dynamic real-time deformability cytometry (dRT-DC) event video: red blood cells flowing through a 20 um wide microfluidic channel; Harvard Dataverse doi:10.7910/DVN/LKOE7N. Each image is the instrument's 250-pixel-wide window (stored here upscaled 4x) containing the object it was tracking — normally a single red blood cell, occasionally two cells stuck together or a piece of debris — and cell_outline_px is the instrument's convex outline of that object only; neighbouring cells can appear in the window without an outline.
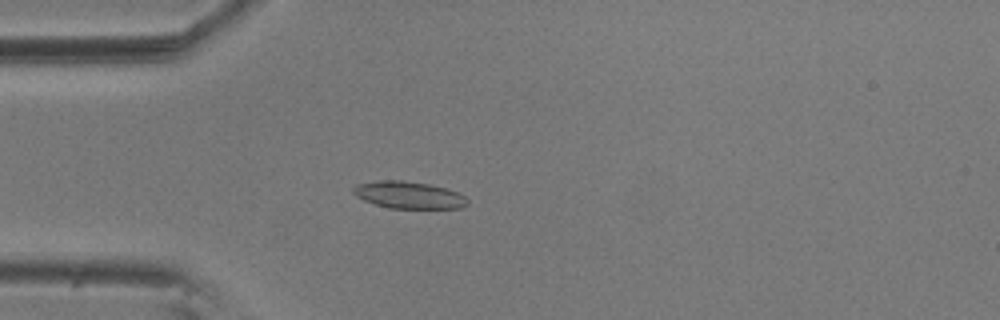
{"species": "common noctule bat (a hibernating species)", "species_latin": "Nyctalus noctula", "temperature_condition": "room temperature", "stored_images_in_passage": 57, "camera_frame_rate_fps": 3000, "um_per_image_px": 0.085, "animal": {"sex": "male", "body_mass_g": 20.5, "forearm_length_mm": 52.5}, "frame": {"image": 1, "passage_image": 16, "time_ms": 5.0, "image_size_px": [1000, 320], "cell_outline_px": [[468, 204], [464, 208], [388, 208], [364, 200], [356, 196], [352, 192], [352, 188], [356, 184], [380, 180], [400, 180], [428, 184], [444, 188], [456, 192], [464, 196], [468, 200]], "centroid_in_image_um": [34.72, 16.58], "position_along_channel_um": 50.3, "area_um2": 17.92}}
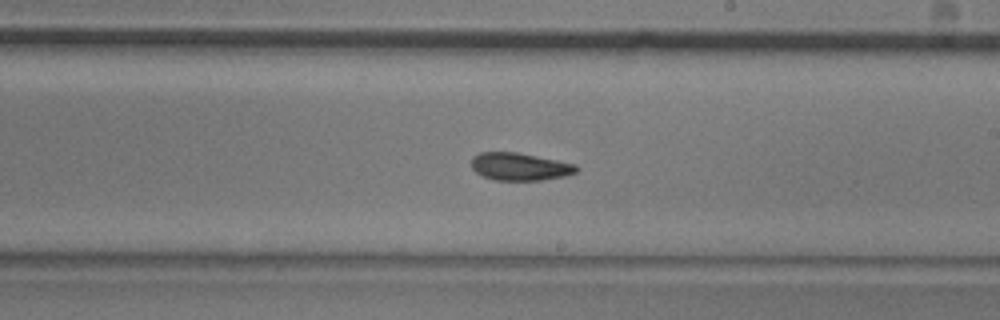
{"frame": {"image": 2, "passage_image": 33, "time_ms": 10.667, "image_size_px": [1000, 320], "cell_outline_px": [[580, 168], [576, 172], [564, 176], [544, 180], [496, 180], [484, 176], [476, 172], [472, 168], [472, 156], [480, 152], [516, 152], [576, 164]], "centroid_in_image_um": [44.19, 14.16], "position_along_channel_um": 244.8, "area_um2": 16.82}}
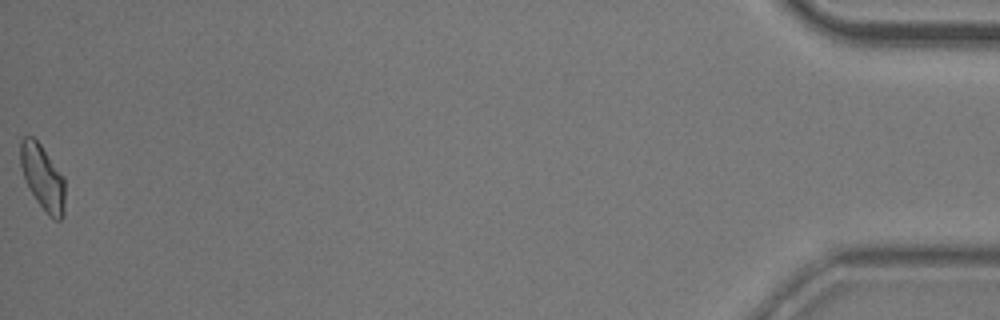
{"frame": {"image": 3, "passage_image": 57, "time_ms": 18.667, "image_size_px": [1000, 320], "cell_outline_px": [[64, 216], [60, 220], [56, 220], [48, 216], [36, 200], [24, 176], [20, 164], [20, 140], [24, 136], [32, 136], [40, 144], [64, 176]], "centroid_in_image_um": [3.64, 15.08], "position_along_channel_um": 431.6, "area_um2": 16.82}, "authors_computed_cell_mechanics": {"area_um2": 17.2244, "velocity_mm_per_s": 3.5939, "shape_relaxation_time_tau1_ms": 5.9409, "shape_relaxation_time_tau2_ms": 4.1696, "deformation_change_tau1": 0.1325, "deformation_change_tau2": 0.1058}}